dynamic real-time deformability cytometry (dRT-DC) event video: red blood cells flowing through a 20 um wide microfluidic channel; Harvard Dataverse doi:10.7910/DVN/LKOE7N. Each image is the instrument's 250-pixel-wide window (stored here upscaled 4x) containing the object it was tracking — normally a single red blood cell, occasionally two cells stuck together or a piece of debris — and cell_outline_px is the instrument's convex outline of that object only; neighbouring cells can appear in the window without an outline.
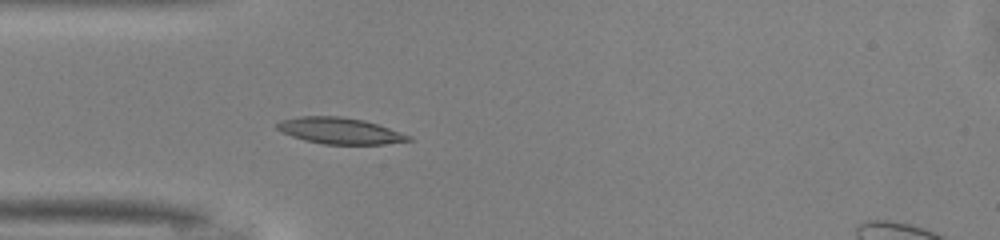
{"species": "common noctule bat (a hibernating species)", "species_latin": "Nyctalus noctula", "temperature_condition": "warm", "stored_images_in_passage": 37, "camera_frame_rate_fps": 3000, "um_per_image_px": 0.085, "animal": {"sex": "male", "body_mass_g": 13.0, "forearm_length_mm": 53.1}, "frame": {"image": 1, "passage_image": 1, "time_ms": 0.0, "image_size_px": [1000, 240], "cell_outline_px": [[412, 140], [384, 144], [324, 144], [304, 140], [280, 132], [276, 128], [276, 124], [280, 120], [300, 116], [344, 116], [364, 120], [412, 136]], "centroid_in_image_um": [28.84, 11.11], "position_along_channel_um": 56.2, "area_um2": 20.11}}
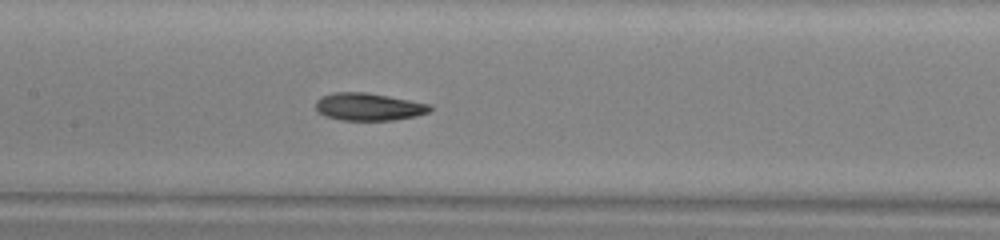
{"frame": {"image": 2, "passage_image": 10, "time_ms": 3.0, "image_size_px": [1000, 240], "cell_outline_px": [[432, 108], [428, 112], [416, 116], [392, 120], [340, 120], [324, 116], [316, 112], [316, 100], [332, 92], [364, 92], [388, 96], [432, 104]], "centroid_in_image_um": [31.31, 9.08], "position_along_channel_um": 176.1, "area_um2": 18.38}}
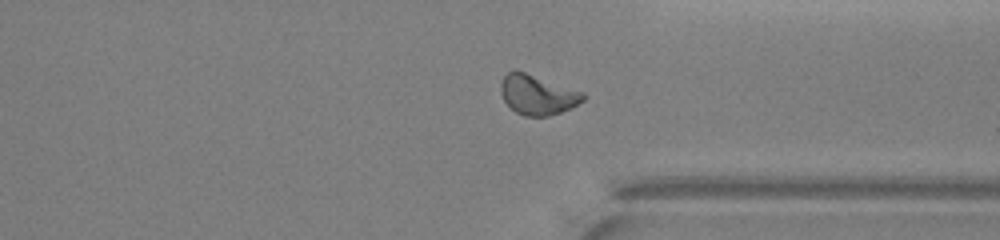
{"frame": {"image": 3, "passage_image": 24, "time_ms": 7.667, "image_size_px": [1000, 240], "cell_outline_px": [[588, 96], [584, 100], [572, 108], [548, 116], [524, 116], [516, 112], [504, 100], [500, 92], [500, 84], [504, 76], [508, 72], [524, 72], [584, 92]], "centroid_in_image_um": [45.72, 8.07], "position_along_channel_um": 365.7, "area_um2": 18.9}, "authors_computed_cell_mechanics": {"area_um2": 18.785, "velocity_mm_per_s": 4.0999, "shape_relaxation_time_tau1_ms": 5.8354, "shape_relaxation_time_tau2_ms": 2.9867, "deformation_change_tau1": 0.1681, "deformation_change_tau2": 0.0879}}